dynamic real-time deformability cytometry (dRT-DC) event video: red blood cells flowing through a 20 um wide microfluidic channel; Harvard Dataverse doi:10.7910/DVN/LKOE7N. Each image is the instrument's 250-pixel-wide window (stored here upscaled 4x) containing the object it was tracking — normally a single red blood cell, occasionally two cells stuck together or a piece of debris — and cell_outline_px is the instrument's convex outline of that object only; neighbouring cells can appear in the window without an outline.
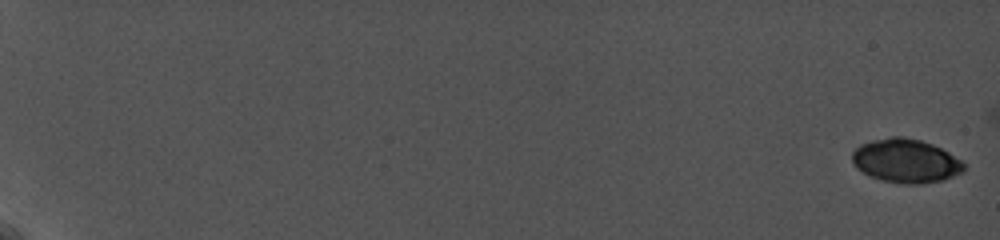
{"species": "common noctule bat (a hibernating species)", "species_latin": "Nyctalus noctula", "temperature_condition": "cold", "stored_images_in_passage": 10, "camera_frame_rate_fps": 5000, "um_per_image_px": 0.085, "animal": {"sex": "female", "body_mass_g": 19.0, "forearm_length_mm": 56.7}, "frame": {"image": 1, "passage_image": 1, "time_ms": 0.0, "image_size_px": [1000, 240], "cell_outline_px": [[964, 172], [944, 180], [920, 184], [904, 184], [884, 180], [872, 176], [856, 168], [852, 160], [852, 152], [860, 144], [872, 140], [892, 136], [904, 136], [920, 140], [932, 144], [948, 152], [960, 160], [964, 164]], "centroid_in_image_um": [77.0, 13.67], "position_along_channel_um": 8.0, "area_um2": 28.44}}